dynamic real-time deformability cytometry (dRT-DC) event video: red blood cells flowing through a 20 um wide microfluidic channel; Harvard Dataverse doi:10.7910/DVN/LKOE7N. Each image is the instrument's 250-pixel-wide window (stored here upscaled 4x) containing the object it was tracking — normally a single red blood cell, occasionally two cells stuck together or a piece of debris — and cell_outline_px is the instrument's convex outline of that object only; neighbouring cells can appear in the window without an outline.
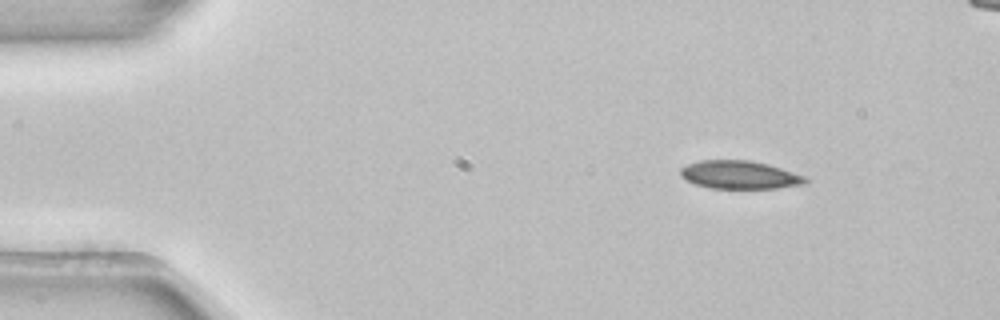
{"species": "common noctule bat (a hibernating species)", "species_latin": "Nyctalus noctula", "temperature_condition": "room temperature", "stored_images_in_passage": 4, "camera_frame_rate_fps": 3000, "um_per_image_px": 0.085, "animal": {"sex": "female", "body_mass_g": 22.7, "forearm_length_mm": 54.2}, "frame": {"image": 1, "passage_image": 1, "time_ms": 0.0, "image_size_px": [1000, 320], "cell_outline_px": [[812, 180], [804, 184], [776, 188], [708, 188], [696, 184], [680, 176], [680, 168], [684, 164], [700, 160], [748, 160], [768, 164], [808, 176]], "centroid_in_image_um": [62.9, 14.85], "position_along_channel_um": 22.1, "area_um2": 20.75}}